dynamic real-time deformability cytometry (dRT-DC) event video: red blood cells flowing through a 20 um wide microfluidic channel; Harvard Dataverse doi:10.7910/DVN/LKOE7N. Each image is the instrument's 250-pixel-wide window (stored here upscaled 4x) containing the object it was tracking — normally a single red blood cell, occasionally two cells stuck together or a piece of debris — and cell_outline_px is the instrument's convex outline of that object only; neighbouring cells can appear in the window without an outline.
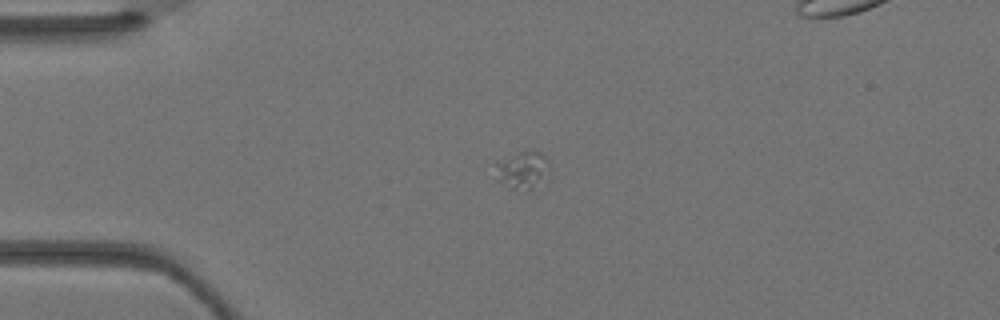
{"species": "Egyptian fruit bat (a non-hibernating species)", "species_latin": "Rousettus aegyptiacus", "temperature_condition": "warm", "stored_images_in_passage": 2, "camera_frame_rate_fps": 3000, "um_per_image_px": 0.085, "animal": {"sex": "female"}, "frame": {"image": 1, "passage_image": 1, "time_ms": 0.0, "image_size_px": [1000, 320], "cell_outline_px": [[552, 180], [532, 188], [512, 188], [496, 180], [496, 164], [516, 152], [540, 152], [548, 156], [552, 168]], "centroid_in_image_um": [44.59, 14.46], "position_along_channel_um": 40.4, "area_um2": 12.25}}